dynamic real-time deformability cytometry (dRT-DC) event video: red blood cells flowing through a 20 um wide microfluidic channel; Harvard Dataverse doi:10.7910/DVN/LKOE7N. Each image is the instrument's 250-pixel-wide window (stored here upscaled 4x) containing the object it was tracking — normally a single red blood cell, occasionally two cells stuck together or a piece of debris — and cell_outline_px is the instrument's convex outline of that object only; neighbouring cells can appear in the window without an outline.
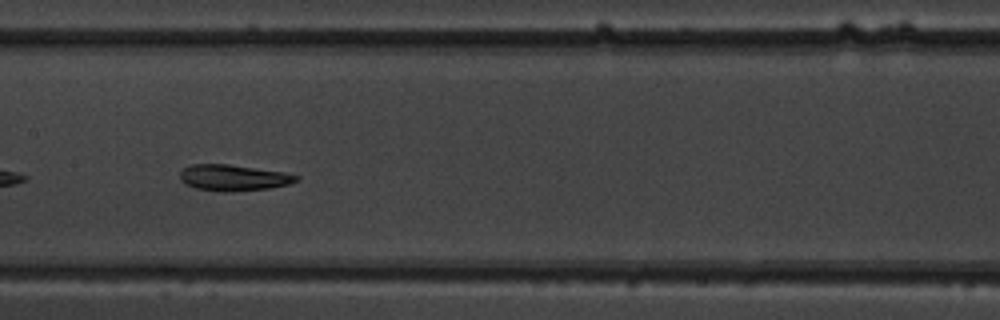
{"species": "common noctule bat (a hibernating species)", "species_latin": "Nyctalus noctula", "temperature_condition": "warm", "stored_images_in_passage": 49, "camera_frame_rate_fps": 3000, "um_per_image_px": 0.085, "animal": {"sex": "male", "body_mass_g": 19.5, "forearm_length_mm": 54.6}, "frame": {"image": 1, "passage_image": 23, "time_ms": 7.333, "image_size_px": [1000, 320], "cell_outline_px": [[300, 180], [288, 184], [268, 188], [224, 192], [196, 188], [184, 184], [180, 180], [180, 172], [184, 168], [192, 164], [228, 164], [284, 172], [300, 176]], "centroid_in_image_um": [19.83, 15.1], "position_along_channel_um": 187.6, "area_um2": 17.63}}
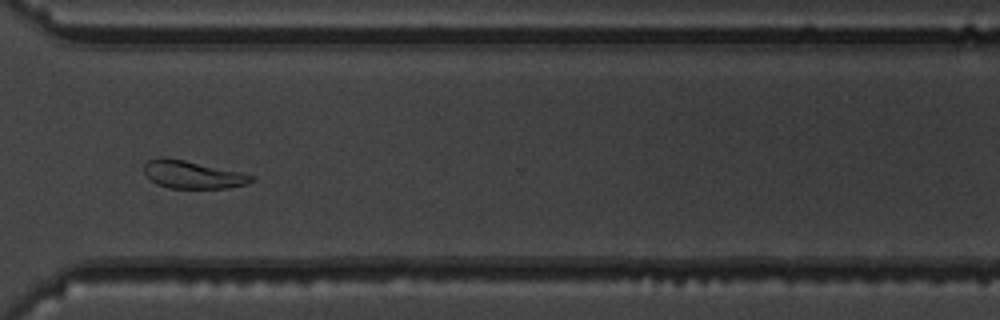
{"frame": {"image": 2, "passage_image": 36, "time_ms": 11.667, "image_size_px": [1000, 320], "cell_outline_px": [[256, 180], [248, 184], [228, 188], [168, 188], [156, 184], [144, 172], [144, 164], [148, 160], [160, 156], [164, 156], [184, 160], [256, 176]], "centroid_in_image_um": [16.37, 14.84], "position_along_channel_um": 354.2, "area_um2": 17.34}}
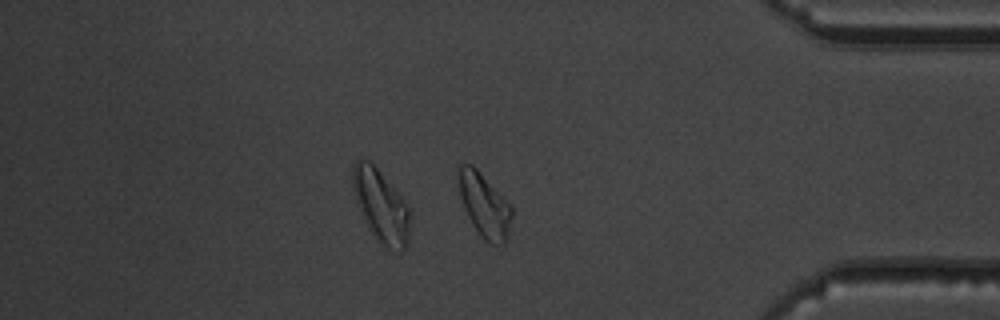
{"frame": {"image": 3, "passage_image": 41, "time_ms": 13.333, "image_size_px": [1000, 320], "cell_outline_px": [[512, 216], [508, 240], [504, 244], [492, 244], [484, 240], [472, 224], [464, 208], [460, 196], [460, 164], [472, 164], [476, 168], [512, 208]], "centroid_in_image_um": [41.2, 17.52], "position_along_channel_um": 394.0, "area_um2": 19.25}, "authors_computed_cell_mechanics": {"area_um2": 19.0162, "velocity_mm_per_s": 3.8431, "shape_relaxation_time_tau1_ms": 3.5533, "shape_relaxation_time_tau2_ms": 2.2785, "deformation_change_tau1": 0.1034, "deformation_change_tau2": 0.0697}}